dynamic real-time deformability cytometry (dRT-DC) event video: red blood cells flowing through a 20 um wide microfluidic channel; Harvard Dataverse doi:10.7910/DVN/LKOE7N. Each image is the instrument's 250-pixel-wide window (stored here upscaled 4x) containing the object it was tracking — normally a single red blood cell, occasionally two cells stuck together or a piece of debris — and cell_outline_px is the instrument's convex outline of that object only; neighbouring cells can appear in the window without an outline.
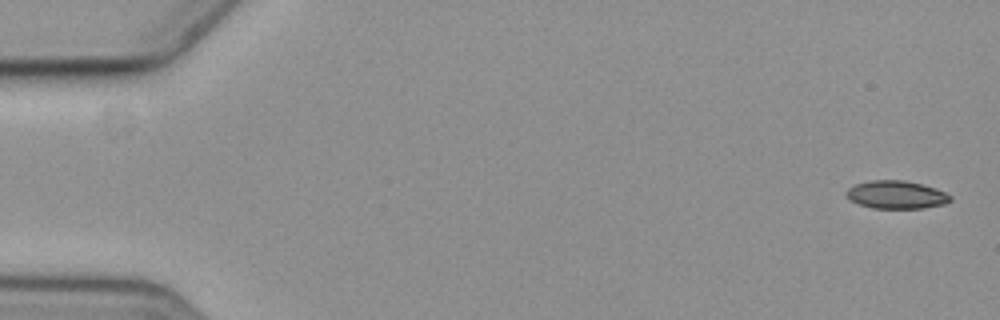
{"species": "common noctule bat (a hibernating species)", "species_latin": "Nyctalus noctula", "temperature_condition": "cold", "stored_images_in_passage": 5, "camera_frame_rate_fps": 3000, "um_per_image_px": 0.085, "animal": {"sex": "female", "body_mass_g": 19.3, "forearm_length_mm": 54.1}, "frame": {"image": 1, "passage_image": 1, "time_ms": 0.0, "image_size_px": [1000, 320], "cell_outline_px": [[952, 200], [944, 204], [920, 208], [872, 208], [860, 204], [852, 200], [844, 192], [848, 188], [856, 184], [872, 180], [904, 180], [936, 188], [952, 196]], "centroid_in_image_um": [76.2, 16.55], "position_along_channel_um": 8.8, "area_um2": 16.76}}